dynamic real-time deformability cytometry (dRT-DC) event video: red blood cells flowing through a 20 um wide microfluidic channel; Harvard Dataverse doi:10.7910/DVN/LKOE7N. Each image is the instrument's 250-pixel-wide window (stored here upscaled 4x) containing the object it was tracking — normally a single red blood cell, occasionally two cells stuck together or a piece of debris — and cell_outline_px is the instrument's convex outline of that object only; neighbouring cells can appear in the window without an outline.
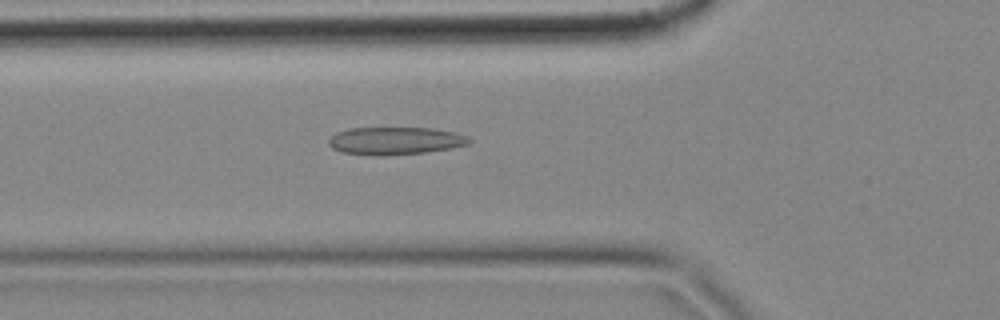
{"species": "common noctule bat (a hibernating species)", "species_latin": "Nyctalus noctula", "temperature_condition": "cold", "stored_images_in_passage": 56, "camera_frame_rate_fps": 3000, "um_per_image_px": 0.085, "animal": {"sex": "female", "body_mass_g": 18.4}, "frame": {"image": 1, "passage_image": 19, "time_ms": 6.0, "image_size_px": [1000, 320], "cell_outline_px": [[472, 140], [468, 144], [452, 148], [424, 152], [380, 156], [340, 152], [332, 148], [328, 144], [328, 140], [336, 132], [348, 128], [432, 128], [456, 132], [468, 136]], "centroid_in_image_um": [33.59, 11.96], "position_along_channel_um": 92.2, "area_um2": 22.72}}
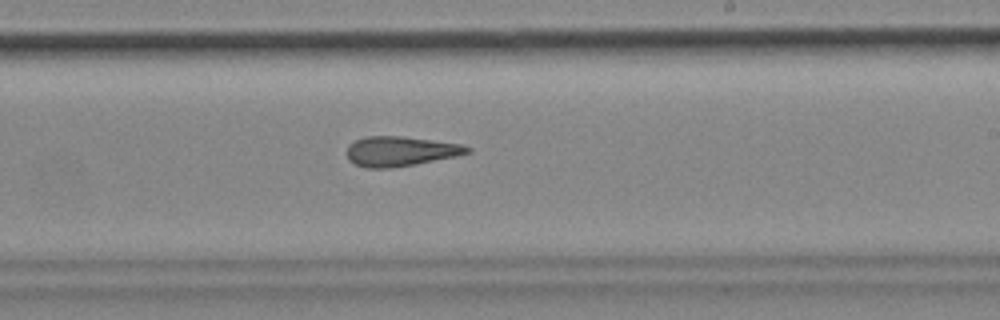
{"frame": {"image": 2, "passage_image": 33, "time_ms": 10.667, "image_size_px": [1000, 320], "cell_outline_px": [[472, 152], [456, 156], [416, 164], [392, 168], [368, 168], [356, 164], [348, 160], [348, 144], [364, 136], [400, 136], [464, 144], [472, 148]], "centroid_in_image_um": [34.06, 12.85], "position_along_channel_um": 254.9, "area_um2": 20.98}}
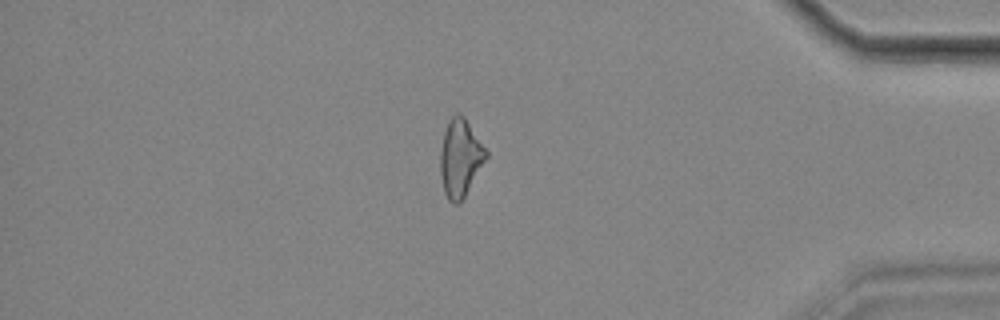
{"frame": {"image": 3, "passage_image": 48, "time_ms": 15.667, "image_size_px": [1000, 320], "cell_outline_px": [[488, 156], [464, 196], [456, 204], [452, 204], [448, 200], [444, 192], [440, 172], [440, 148], [444, 132], [448, 120], [456, 112], [460, 112], [464, 116], [488, 152]], "centroid_in_image_um": [39.1, 13.39], "position_along_channel_um": 396.1, "area_um2": 20.58}, "authors_computed_cell_mechanics": {"area_um2": 21.3571, "velocity_mm_per_s": 3.4875, "shape_relaxation_time_tau1_ms": null, "shape_relaxation_time_tau2_ms": 6.2961, "deformation_change_tau1": null, "deformation_change_tau2": 0.1686}}